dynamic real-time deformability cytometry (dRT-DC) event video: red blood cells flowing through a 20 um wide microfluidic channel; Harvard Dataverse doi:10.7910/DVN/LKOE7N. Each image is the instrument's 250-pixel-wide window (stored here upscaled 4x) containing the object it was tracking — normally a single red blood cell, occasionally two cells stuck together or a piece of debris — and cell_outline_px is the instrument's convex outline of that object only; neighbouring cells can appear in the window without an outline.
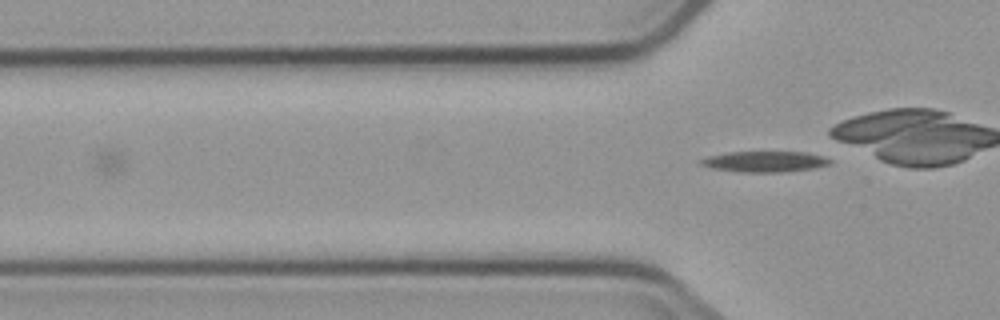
{"species": "common noctule bat (a hibernating species)", "species_latin": "Nyctalus noctula", "temperature_condition": "cold", "stored_images_in_passage": 3, "camera_frame_rate_fps": 3000, "um_per_image_px": 0.085, "animal": {"sex": "male", "body_mass_g": 23.1, "forearm_length_mm": 52.7}, "frame": {"image": 1, "passage_image": 3, "time_ms": 2.333, "image_size_px": [1000, 320], "cell_outline_px": [[832, 164], [812, 168], [784, 172], [740, 172], [712, 168], [700, 164], [700, 160], [712, 156], [732, 152], [804, 152], [824, 156], [832, 160]], "centroid_in_image_um": [65.08, 13.74], "position_along_channel_um": 60.7, "area_um2": 15.43}}